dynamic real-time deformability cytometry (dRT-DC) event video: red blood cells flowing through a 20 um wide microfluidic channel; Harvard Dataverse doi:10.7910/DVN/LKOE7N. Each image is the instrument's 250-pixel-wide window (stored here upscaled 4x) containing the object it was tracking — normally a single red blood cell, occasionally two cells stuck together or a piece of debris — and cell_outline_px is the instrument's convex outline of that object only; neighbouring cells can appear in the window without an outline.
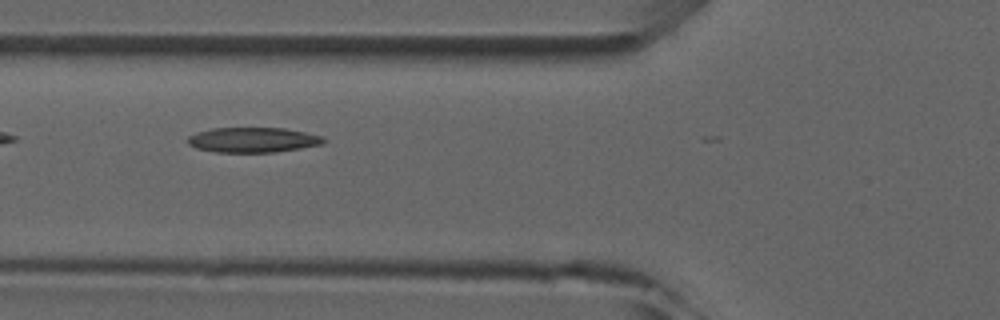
{"species": "common noctule bat (a hibernating species)", "species_latin": "Nyctalus noctula", "temperature_condition": "room temperature", "stored_images_in_passage": 4, "camera_frame_rate_fps": 3000, "um_per_image_px": 0.085, "animal": {"sex": "male", "forearm_length_mm": 52.5}, "frame": {"image": 1, "passage_image": 3, "time_ms": 2.333, "image_size_px": [1000, 320], "cell_outline_px": [[328, 140], [324, 144], [276, 152], [216, 152], [196, 148], [188, 144], [188, 136], [196, 132], [212, 128], [284, 128], [324, 136]], "centroid_in_image_um": [21.53, 11.89], "position_along_channel_um": 104.3, "area_um2": 19.94}}